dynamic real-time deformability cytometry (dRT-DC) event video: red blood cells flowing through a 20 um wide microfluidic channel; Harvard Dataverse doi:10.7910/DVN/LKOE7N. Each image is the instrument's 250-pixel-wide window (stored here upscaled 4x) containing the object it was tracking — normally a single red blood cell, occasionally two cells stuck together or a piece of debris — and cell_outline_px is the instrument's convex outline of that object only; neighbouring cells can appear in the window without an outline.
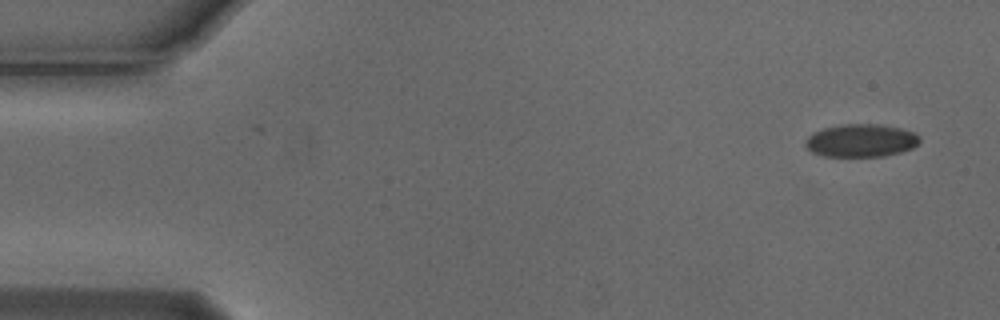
{"species": "Egyptian fruit bat (a non-hibernating species)", "species_latin": "Rousettus aegyptiacus", "temperature_condition": "cold", "stored_images_in_passage": 11, "camera_frame_rate_fps": 3000, "um_per_image_px": 0.085, "animal": {"sex": "male"}, "frame": {"image": 1, "passage_image": 1, "time_ms": 0.0, "image_size_px": [1000, 320], "cell_outline_px": [[920, 140], [912, 148], [900, 152], [884, 156], [824, 156], [812, 152], [804, 144], [804, 140], [812, 132], [824, 128], [840, 124], [876, 124], [900, 128], [916, 132], [920, 136]], "centroid_in_image_um": [73.17, 11.94], "position_along_channel_um": 11.8, "area_um2": 21.96}}